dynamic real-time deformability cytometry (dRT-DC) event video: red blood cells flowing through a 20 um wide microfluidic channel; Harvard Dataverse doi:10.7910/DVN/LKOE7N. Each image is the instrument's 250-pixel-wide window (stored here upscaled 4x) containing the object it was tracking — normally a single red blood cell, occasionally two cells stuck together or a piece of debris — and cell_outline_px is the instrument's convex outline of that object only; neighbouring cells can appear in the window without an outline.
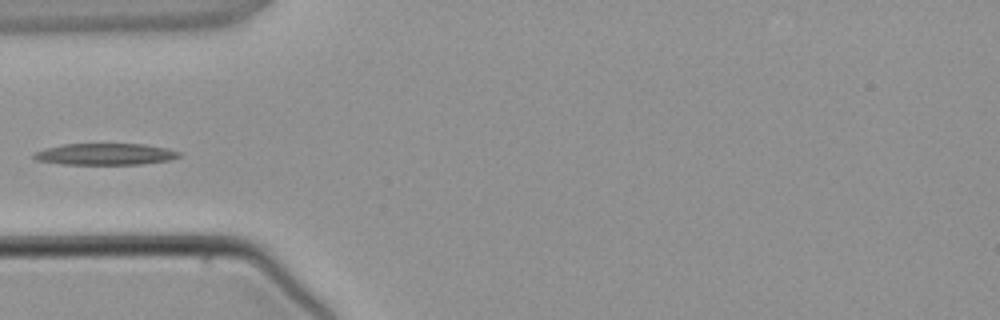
{"species": "common noctule bat (a hibernating species)", "species_latin": "Nyctalus noctula", "temperature_condition": "warm", "stored_images_in_passage": 4, "camera_frame_rate_fps": 3000, "um_per_image_px": 0.085, "animal": {"sex": "male", "body_mass_g": 21.5, "forearm_length_mm": 52.0}, "frame": {"image": 1, "passage_image": 4, "time_ms": 3.667, "image_size_px": [1000, 320], "cell_outline_px": [[180, 156], [172, 160], [140, 164], [64, 164], [36, 160], [32, 156], [36, 152], [44, 148], [64, 144], [144, 144], [168, 148], [180, 152]], "centroid_in_image_um": [8.97, 13.1], "position_along_channel_um": 76.0, "area_um2": 18.21}}